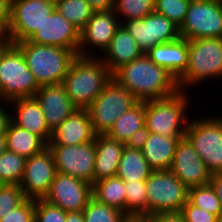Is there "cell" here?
Wrapping results in <instances>:
<instances>
[{"instance_id":"6da1fadb","label":"cell","mask_w":222,"mask_h":222,"mask_svg":"<svg viewBox=\"0 0 222 222\" xmlns=\"http://www.w3.org/2000/svg\"><path fill=\"white\" fill-rule=\"evenodd\" d=\"M112 78L139 102L166 98L179 91L177 80L145 53L118 68Z\"/></svg>"},{"instance_id":"7a4b0ae2","label":"cell","mask_w":222,"mask_h":222,"mask_svg":"<svg viewBox=\"0 0 222 222\" xmlns=\"http://www.w3.org/2000/svg\"><path fill=\"white\" fill-rule=\"evenodd\" d=\"M111 78L112 73L99 57L77 56L62 84L73 105L79 110H86Z\"/></svg>"},{"instance_id":"3957f363","label":"cell","mask_w":222,"mask_h":222,"mask_svg":"<svg viewBox=\"0 0 222 222\" xmlns=\"http://www.w3.org/2000/svg\"><path fill=\"white\" fill-rule=\"evenodd\" d=\"M39 86L63 82L77 54L58 46L39 45L27 40L15 43Z\"/></svg>"},{"instance_id":"277c9868","label":"cell","mask_w":222,"mask_h":222,"mask_svg":"<svg viewBox=\"0 0 222 222\" xmlns=\"http://www.w3.org/2000/svg\"><path fill=\"white\" fill-rule=\"evenodd\" d=\"M188 94L179 90L166 98L145 101V132L185 137L190 121V113L186 112L190 105Z\"/></svg>"},{"instance_id":"5b68a950","label":"cell","mask_w":222,"mask_h":222,"mask_svg":"<svg viewBox=\"0 0 222 222\" xmlns=\"http://www.w3.org/2000/svg\"><path fill=\"white\" fill-rule=\"evenodd\" d=\"M188 66L177 80L179 90L186 91L213 78L222 77V38L187 40ZM219 78V79H217ZM186 87V88H185ZM192 87V88H190Z\"/></svg>"},{"instance_id":"8992f818","label":"cell","mask_w":222,"mask_h":222,"mask_svg":"<svg viewBox=\"0 0 222 222\" xmlns=\"http://www.w3.org/2000/svg\"><path fill=\"white\" fill-rule=\"evenodd\" d=\"M185 137L193 145L211 174L222 171V114L191 116ZM200 117V118H199Z\"/></svg>"},{"instance_id":"52a82bcc","label":"cell","mask_w":222,"mask_h":222,"mask_svg":"<svg viewBox=\"0 0 222 222\" xmlns=\"http://www.w3.org/2000/svg\"><path fill=\"white\" fill-rule=\"evenodd\" d=\"M39 88L21 50L13 44L0 61V100L34 97Z\"/></svg>"},{"instance_id":"ba28073f","label":"cell","mask_w":222,"mask_h":222,"mask_svg":"<svg viewBox=\"0 0 222 222\" xmlns=\"http://www.w3.org/2000/svg\"><path fill=\"white\" fill-rule=\"evenodd\" d=\"M139 101L114 78L106 84L102 92L86 109L94 133L107 134L116 119L129 111Z\"/></svg>"},{"instance_id":"9c48e42d","label":"cell","mask_w":222,"mask_h":222,"mask_svg":"<svg viewBox=\"0 0 222 222\" xmlns=\"http://www.w3.org/2000/svg\"><path fill=\"white\" fill-rule=\"evenodd\" d=\"M147 215L179 213L188 188L169 170L152 171L146 180Z\"/></svg>"},{"instance_id":"30bf717a","label":"cell","mask_w":222,"mask_h":222,"mask_svg":"<svg viewBox=\"0 0 222 222\" xmlns=\"http://www.w3.org/2000/svg\"><path fill=\"white\" fill-rule=\"evenodd\" d=\"M179 31L187 40L222 38V0H191Z\"/></svg>"},{"instance_id":"8fae6325","label":"cell","mask_w":222,"mask_h":222,"mask_svg":"<svg viewBox=\"0 0 222 222\" xmlns=\"http://www.w3.org/2000/svg\"><path fill=\"white\" fill-rule=\"evenodd\" d=\"M54 10L50 0H10L6 33L13 44L28 40Z\"/></svg>"},{"instance_id":"7c38bea8","label":"cell","mask_w":222,"mask_h":222,"mask_svg":"<svg viewBox=\"0 0 222 222\" xmlns=\"http://www.w3.org/2000/svg\"><path fill=\"white\" fill-rule=\"evenodd\" d=\"M47 147L53 154L57 173L93 184L95 139L82 145H47Z\"/></svg>"},{"instance_id":"4fadbf2b","label":"cell","mask_w":222,"mask_h":222,"mask_svg":"<svg viewBox=\"0 0 222 222\" xmlns=\"http://www.w3.org/2000/svg\"><path fill=\"white\" fill-rule=\"evenodd\" d=\"M129 34L136 40L144 53L160 43H168L180 38L179 26L156 12L142 19L122 22Z\"/></svg>"},{"instance_id":"5bb4252c","label":"cell","mask_w":222,"mask_h":222,"mask_svg":"<svg viewBox=\"0 0 222 222\" xmlns=\"http://www.w3.org/2000/svg\"><path fill=\"white\" fill-rule=\"evenodd\" d=\"M120 25L121 22L113 10L94 12L88 23L80 31L78 56L94 57V52L99 51L100 53L95 55V57H99L101 52L104 53L109 47Z\"/></svg>"},{"instance_id":"9a60e30c","label":"cell","mask_w":222,"mask_h":222,"mask_svg":"<svg viewBox=\"0 0 222 222\" xmlns=\"http://www.w3.org/2000/svg\"><path fill=\"white\" fill-rule=\"evenodd\" d=\"M54 157L48 147L26 158L20 187L27 199H44L56 175Z\"/></svg>"},{"instance_id":"2e32d148","label":"cell","mask_w":222,"mask_h":222,"mask_svg":"<svg viewBox=\"0 0 222 222\" xmlns=\"http://www.w3.org/2000/svg\"><path fill=\"white\" fill-rule=\"evenodd\" d=\"M91 198L92 184L70 175L56 173L43 200L63 211L79 212L84 210Z\"/></svg>"},{"instance_id":"e0dca14e","label":"cell","mask_w":222,"mask_h":222,"mask_svg":"<svg viewBox=\"0 0 222 222\" xmlns=\"http://www.w3.org/2000/svg\"><path fill=\"white\" fill-rule=\"evenodd\" d=\"M188 189L210 183L211 173L190 141L179 140L169 169Z\"/></svg>"},{"instance_id":"ac0fdd59","label":"cell","mask_w":222,"mask_h":222,"mask_svg":"<svg viewBox=\"0 0 222 222\" xmlns=\"http://www.w3.org/2000/svg\"><path fill=\"white\" fill-rule=\"evenodd\" d=\"M27 41L70 49L78 56L80 31L55 9Z\"/></svg>"},{"instance_id":"d6986e66","label":"cell","mask_w":222,"mask_h":222,"mask_svg":"<svg viewBox=\"0 0 222 222\" xmlns=\"http://www.w3.org/2000/svg\"><path fill=\"white\" fill-rule=\"evenodd\" d=\"M34 98L42 108L51 132L78 110L70 101L62 83L40 86Z\"/></svg>"},{"instance_id":"ffe728a7","label":"cell","mask_w":222,"mask_h":222,"mask_svg":"<svg viewBox=\"0 0 222 222\" xmlns=\"http://www.w3.org/2000/svg\"><path fill=\"white\" fill-rule=\"evenodd\" d=\"M10 120L21 128L39 136L46 144L52 132L49 130L42 108L34 97L19 98L8 102Z\"/></svg>"},{"instance_id":"44dd1931","label":"cell","mask_w":222,"mask_h":222,"mask_svg":"<svg viewBox=\"0 0 222 222\" xmlns=\"http://www.w3.org/2000/svg\"><path fill=\"white\" fill-rule=\"evenodd\" d=\"M95 136L87 110L78 109L53 130L47 145H82Z\"/></svg>"},{"instance_id":"7402d4cb","label":"cell","mask_w":222,"mask_h":222,"mask_svg":"<svg viewBox=\"0 0 222 222\" xmlns=\"http://www.w3.org/2000/svg\"><path fill=\"white\" fill-rule=\"evenodd\" d=\"M181 138L145 132L137 146L153 171L169 170Z\"/></svg>"},{"instance_id":"603a6c76","label":"cell","mask_w":222,"mask_h":222,"mask_svg":"<svg viewBox=\"0 0 222 222\" xmlns=\"http://www.w3.org/2000/svg\"><path fill=\"white\" fill-rule=\"evenodd\" d=\"M145 54L176 80L183 75L188 66V42L182 37L168 43L157 44Z\"/></svg>"},{"instance_id":"cb8c5ba5","label":"cell","mask_w":222,"mask_h":222,"mask_svg":"<svg viewBox=\"0 0 222 222\" xmlns=\"http://www.w3.org/2000/svg\"><path fill=\"white\" fill-rule=\"evenodd\" d=\"M101 54L102 56H99V58L113 74L122 65L141 57L144 52L137 45L136 40L121 24L116 30L109 47Z\"/></svg>"},{"instance_id":"d4e9b609","label":"cell","mask_w":222,"mask_h":222,"mask_svg":"<svg viewBox=\"0 0 222 222\" xmlns=\"http://www.w3.org/2000/svg\"><path fill=\"white\" fill-rule=\"evenodd\" d=\"M126 144L112 139L107 134L95 136L96 157L93 183L116 176L119 161Z\"/></svg>"},{"instance_id":"484cf974","label":"cell","mask_w":222,"mask_h":222,"mask_svg":"<svg viewBox=\"0 0 222 222\" xmlns=\"http://www.w3.org/2000/svg\"><path fill=\"white\" fill-rule=\"evenodd\" d=\"M145 133V102L120 115L107 135L126 145H136Z\"/></svg>"},{"instance_id":"4316f807","label":"cell","mask_w":222,"mask_h":222,"mask_svg":"<svg viewBox=\"0 0 222 222\" xmlns=\"http://www.w3.org/2000/svg\"><path fill=\"white\" fill-rule=\"evenodd\" d=\"M152 171L137 144L125 146L117 168V177L124 182L146 181Z\"/></svg>"},{"instance_id":"83f0119b","label":"cell","mask_w":222,"mask_h":222,"mask_svg":"<svg viewBox=\"0 0 222 222\" xmlns=\"http://www.w3.org/2000/svg\"><path fill=\"white\" fill-rule=\"evenodd\" d=\"M5 138L7 150L25 158H29L47 147L39 136L15 125L11 120L8 123Z\"/></svg>"},{"instance_id":"f1b7e54d","label":"cell","mask_w":222,"mask_h":222,"mask_svg":"<svg viewBox=\"0 0 222 222\" xmlns=\"http://www.w3.org/2000/svg\"><path fill=\"white\" fill-rule=\"evenodd\" d=\"M125 182L117 177H109L92 184V197L105 205L115 207L126 213Z\"/></svg>"},{"instance_id":"f546056e","label":"cell","mask_w":222,"mask_h":222,"mask_svg":"<svg viewBox=\"0 0 222 222\" xmlns=\"http://www.w3.org/2000/svg\"><path fill=\"white\" fill-rule=\"evenodd\" d=\"M55 9L79 31L95 12L87 0H60L55 3Z\"/></svg>"},{"instance_id":"4dcf8cb0","label":"cell","mask_w":222,"mask_h":222,"mask_svg":"<svg viewBox=\"0 0 222 222\" xmlns=\"http://www.w3.org/2000/svg\"><path fill=\"white\" fill-rule=\"evenodd\" d=\"M187 200L192 205L203 208L207 212L216 215L219 219L221 218L222 204L210 183L188 189Z\"/></svg>"},{"instance_id":"1f68e13d","label":"cell","mask_w":222,"mask_h":222,"mask_svg":"<svg viewBox=\"0 0 222 222\" xmlns=\"http://www.w3.org/2000/svg\"><path fill=\"white\" fill-rule=\"evenodd\" d=\"M155 0H114L113 11L122 24L131 19H142L154 12ZM122 19V20H121Z\"/></svg>"},{"instance_id":"d6a6232c","label":"cell","mask_w":222,"mask_h":222,"mask_svg":"<svg viewBox=\"0 0 222 222\" xmlns=\"http://www.w3.org/2000/svg\"><path fill=\"white\" fill-rule=\"evenodd\" d=\"M26 158L6 150L0 156V182L2 184H20L24 174Z\"/></svg>"},{"instance_id":"836d02e7","label":"cell","mask_w":222,"mask_h":222,"mask_svg":"<svg viewBox=\"0 0 222 222\" xmlns=\"http://www.w3.org/2000/svg\"><path fill=\"white\" fill-rule=\"evenodd\" d=\"M126 214L128 216L147 215L146 181L125 182Z\"/></svg>"},{"instance_id":"e575fe53","label":"cell","mask_w":222,"mask_h":222,"mask_svg":"<svg viewBox=\"0 0 222 222\" xmlns=\"http://www.w3.org/2000/svg\"><path fill=\"white\" fill-rule=\"evenodd\" d=\"M84 222H123L128 216L123 211L102 204L93 197L83 210Z\"/></svg>"},{"instance_id":"d590c367","label":"cell","mask_w":222,"mask_h":222,"mask_svg":"<svg viewBox=\"0 0 222 222\" xmlns=\"http://www.w3.org/2000/svg\"><path fill=\"white\" fill-rule=\"evenodd\" d=\"M191 0H155L154 12L181 26Z\"/></svg>"},{"instance_id":"8d00e7d4","label":"cell","mask_w":222,"mask_h":222,"mask_svg":"<svg viewBox=\"0 0 222 222\" xmlns=\"http://www.w3.org/2000/svg\"><path fill=\"white\" fill-rule=\"evenodd\" d=\"M25 199L19 184H3L0 187V219L18 207Z\"/></svg>"},{"instance_id":"74e56055","label":"cell","mask_w":222,"mask_h":222,"mask_svg":"<svg viewBox=\"0 0 222 222\" xmlns=\"http://www.w3.org/2000/svg\"><path fill=\"white\" fill-rule=\"evenodd\" d=\"M65 220L66 211L43 199L35 200V222H65Z\"/></svg>"},{"instance_id":"f35d334b","label":"cell","mask_w":222,"mask_h":222,"mask_svg":"<svg viewBox=\"0 0 222 222\" xmlns=\"http://www.w3.org/2000/svg\"><path fill=\"white\" fill-rule=\"evenodd\" d=\"M0 222H35V200L26 198L18 207L1 218Z\"/></svg>"},{"instance_id":"ab89813d","label":"cell","mask_w":222,"mask_h":222,"mask_svg":"<svg viewBox=\"0 0 222 222\" xmlns=\"http://www.w3.org/2000/svg\"><path fill=\"white\" fill-rule=\"evenodd\" d=\"M179 214L182 216L184 222H220V219L195 205H192L188 200L182 206Z\"/></svg>"},{"instance_id":"60d3db41","label":"cell","mask_w":222,"mask_h":222,"mask_svg":"<svg viewBox=\"0 0 222 222\" xmlns=\"http://www.w3.org/2000/svg\"><path fill=\"white\" fill-rule=\"evenodd\" d=\"M145 222H184L179 213L146 215Z\"/></svg>"},{"instance_id":"b9f144b4","label":"cell","mask_w":222,"mask_h":222,"mask_svg":"<svg viewBox=\"0 0 222 222\" xmlns=\"http://www.w3.org/2000/svg\"><path fill=\"white\" fill-rule=\"evenodd\" d=\"M10 19V0H0V31H6Z\"/></svg>"},{"instance_id":"7bdbcfd3","label":"cell","mask_w":222,"mask_h":222,"mask_svg":"<svg viewBox=\"0 0 222 222\" xmlns=\"http://www.w3.org/2000/svg\"><path fill=\"white\" fill-rule=\"evenodd\" d=\"M8 106V102L0 100V137L5 136L8 123L10 122V109Z\"/></svg>"},{"instance_id":"ee69618b","label":"cell","mask_w":222,"mask_h":222,"mask_svg":"<svg viewBox=\"0 0 222 222\" xmlns=\"http://www.w3.org/2000/svg\"><path fill=\"white\" fill-rule=\"evenodd\" d=\"M95 12L113 9L114 0H87Z\"/></svg>"},{"instance_id":"f6af8a7d","label":"cell","mask_w":222,"mask_h":222,"mask_svg":"<svg viewBox=\"0 0 222 222\" xmlns=\"http://www.w3.org/2000/svg\"><path fill=\"white\" fill-rule=\"evenodd\" d=\"M210 184L216 191L217 197L222 204V171L211 174Z\"/></svg>"},{"instance_id":"bcb514c9","label":"cell","mask_w":222,"mask_h":222,"mask_svg":"<svg viewBox=\"0 0 222 222\" xmlns=\"http://www.w3.org/2000/svg\"><path fill=\"white\" fill-rule=\"evenodd\" d=\"M13 45L11 38L6 31H0V61L3 54Z\"/></svg>"},{"instance_id":"7dc6e473","label":"cell","mask_w":222,"mask_h":222,"mask_svg":"<svg viewBox=\"0 0 222 222\" xmlns=\"http://www.w3.org/2000/svg\"><path fill=\"white\" fill-rule=\"evenodd\" d=\"M65 222H84L83 211L79 212H66Z\"/></svg>"},{"instance_id":"c3c4849f","label":"cell","mask_w":222,"mask_h":222,"mask_svg":"<svg viewBox=\"0 0 222 222\" xmlns=\"http://www.w3.org/2000/svg\"><path fill=\"white\" fill-rule=\"evenodd\" d=\"M123 222H145V216H127Z\"/></svg>"},{"instance_id":"681fc988","label":"cell","mask_w":222,"mask_h":222,"mask_svg":"<svg viewBox=\"0 0 222 222\" xmlns=\"http://www.w3.org/2000/svg\"><path fill=\"white\" fill-rule=\"evenodd\" d=\"M7 150L5 136L0 137V156Z\"/></svg>"},{"instance_id":"f907efd6","label":"cell","mask_w":222,"mask_h":222,"mask_svg":"<svg viewBox=\"0 0 222 222\" xmlns=\"http://www.w3.org/2000/svg\"><path fill=\"white\" fill-rule=\"evenodd\" d=\"M50 1H52V2L56 3L57 1H60V0H50Z\"/></svg>"}]
</instances>
